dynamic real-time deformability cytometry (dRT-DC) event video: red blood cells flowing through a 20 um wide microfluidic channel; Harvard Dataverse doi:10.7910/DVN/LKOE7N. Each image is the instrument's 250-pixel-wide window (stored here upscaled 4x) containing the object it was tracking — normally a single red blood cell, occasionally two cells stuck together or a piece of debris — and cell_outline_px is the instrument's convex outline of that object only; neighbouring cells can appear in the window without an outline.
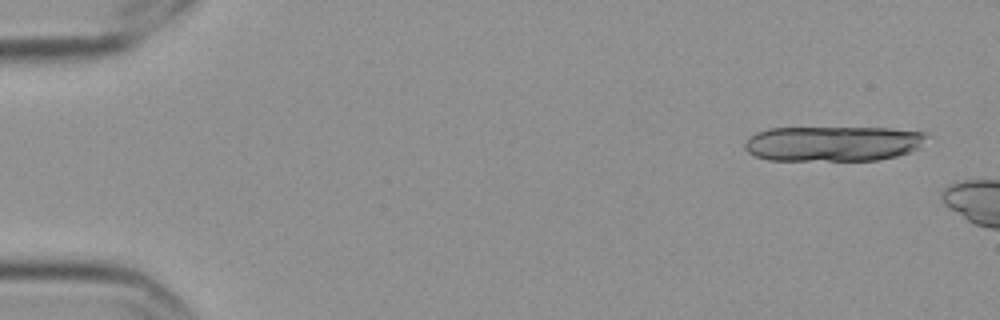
{"species": "Egyptian fruit bat (a non-hibernating species)", "species_latin": "Rousettus aegyptiacus", "temperature_condition": "cold", "stored_images_in_passage": 3, "camera_frame_rate_fps": 3000, "um_per_image_px": 0.085, "frame": {"image": 1, "passage_image": 1, "time_ms": 0.0, "image_size_px": [1000, 320], "cell_outline_px": [[928, 136], [920, 148], [896, 156], [880, 160], [768, 160], [756, 156], [748, 152], [744, 148], [744, 144], [756, 132], [768, 128], [892, 128], [928, 132]], "centroid_in_image_um": [70.85, 12.2], "position_along_channel_um": 14.1, "area_um2": 37.51}}